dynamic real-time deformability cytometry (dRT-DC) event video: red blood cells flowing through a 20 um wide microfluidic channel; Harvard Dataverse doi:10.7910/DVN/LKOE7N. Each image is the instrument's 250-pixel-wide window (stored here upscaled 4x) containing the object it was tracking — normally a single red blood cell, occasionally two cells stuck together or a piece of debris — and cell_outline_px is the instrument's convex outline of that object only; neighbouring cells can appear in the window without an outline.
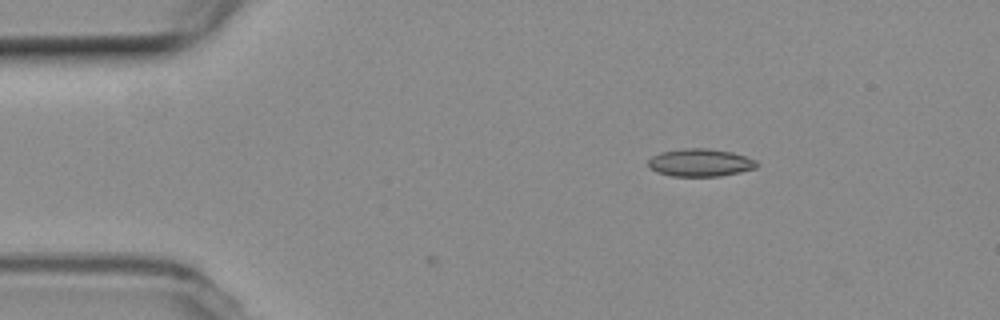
{"species": "common noctule bat (a hibernating species)", "species_latin": "Nyctalus noctula", "temperature_condition": "room temperature", "stored_images_in_passage": 4, "camera_frame_rate_fps": 3000, "um_per_image_px": 0.085, "animal": {"sex": "female", "body_mass_g": 19.3, "forearm_length_mm": 54.1}, "frame": {"image": 1, "passage_image": 1, "time_ms": 0.0, "image_size_px": [1000, 320], "cell_outline_px": [[756, 168], [740, 172], [720, 176], [672, 176], [656, 172], [648, 168], [648, 160], [652, 156], [660, 152], [684, 148], [708, 148], [732, 152], [756, 160]], "centroid_in_image_um": [59.47, 13.82], "position_along_channel_um": 25.5, "area_um2": 17.57}}